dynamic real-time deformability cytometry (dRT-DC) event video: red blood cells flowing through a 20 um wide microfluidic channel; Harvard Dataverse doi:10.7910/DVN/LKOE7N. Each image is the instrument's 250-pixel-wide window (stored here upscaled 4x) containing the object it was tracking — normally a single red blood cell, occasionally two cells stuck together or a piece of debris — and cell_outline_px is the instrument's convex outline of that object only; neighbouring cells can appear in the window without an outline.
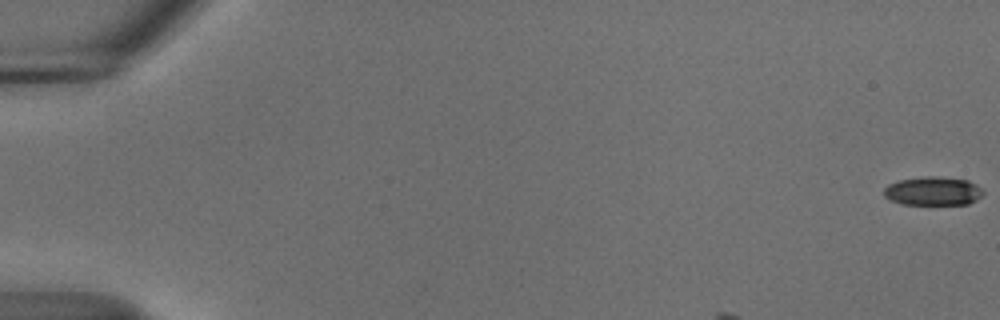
{"species": "common noctule bat (a hibernating species)", "species_latin": "Nyctalus noctula", "temperature_condition": "cold", "stored_images_in_passage": 12, "camera_frame_rate_fps": 3000, "um_per_image_px": 0.085, "animal": {"sex": "male", "body_mass_g": 18.8}, "frame": {"image": 1, "passage_image": 1, "time_ms": 0.0, "image_size_px": [1000, 320], "cell_outline_px": [[984, 192], [976, 200], [968, 204], [900, 204], [884, 196], [884, 188], [888, 184], [900, 180], [924, 176], [936, 176], [968, 180], [976, 184]], "centroid_in_image_um": [79.3, 16.23], "position_along_channel_um": 5.7, "area_um2": 16.53}}